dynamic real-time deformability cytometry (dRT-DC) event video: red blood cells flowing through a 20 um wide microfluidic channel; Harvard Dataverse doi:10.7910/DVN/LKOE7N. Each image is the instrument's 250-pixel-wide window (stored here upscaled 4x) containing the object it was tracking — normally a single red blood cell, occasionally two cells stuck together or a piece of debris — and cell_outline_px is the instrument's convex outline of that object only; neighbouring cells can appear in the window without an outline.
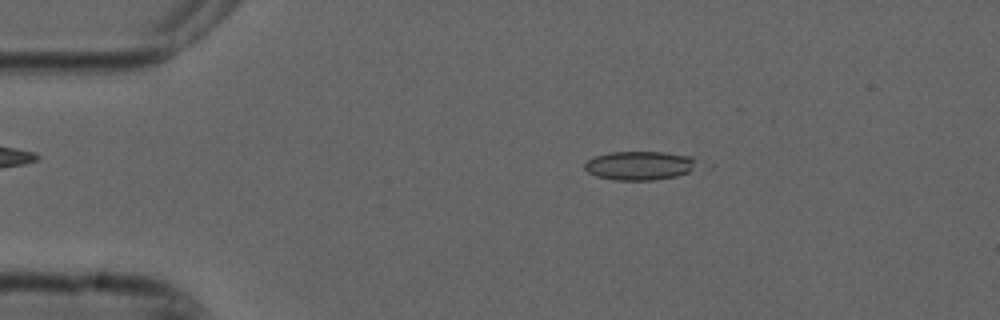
{"species": "common noctule bat (a hibernating species)", "species_latin": "Nyctalus noctula", "temperature_condition": "cold", "stored_images_in_passage": 11, "camera_frame_rate_fps": 3000, "um_per_image_px": 0.085, "animal": {"sex": "male", "forearm_length_mm": 52.5}, "frame": {"image": 1, "passage_image": 7, "time_ms": 2.0, "image_size_px": [1000, 320], "cell_outline_px": [[700, 164], [696, 168], [688, 172], [676, 176], [652, 180], [612, 180], [596, 176], [588, 172], [584, 168], [584, 164], [588, 160], [596, 156], [608, 152], [664, 152], [692, 156]], "centroid_in_image_um": [54.39, 14.07], "position_along_channel_um": 30.6, "area_um2": 19.07}}